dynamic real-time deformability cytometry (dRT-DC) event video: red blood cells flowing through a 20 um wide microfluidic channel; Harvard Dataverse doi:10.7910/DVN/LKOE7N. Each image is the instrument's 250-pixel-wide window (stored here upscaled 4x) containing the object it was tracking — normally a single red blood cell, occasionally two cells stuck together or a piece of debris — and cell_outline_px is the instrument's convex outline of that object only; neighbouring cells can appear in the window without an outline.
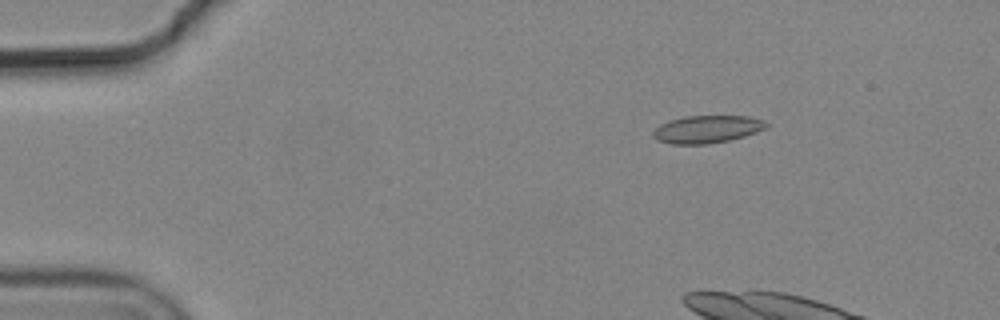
{"species": "common noctule bat (a hibernating species)", "species_latin": "Nyctalus noctula", "temperature_condition": "cold", "stored_images_in_passage": 6, "camera_frame_rate_fps": 3000, "um_per_image_px": 0.085, "animal": {"sex": "male", "body_mass_g": 19.2, "forearm_length_mm": 51.8}, "frame": {"image": 1, "passage_image": 3, "time_ms": 0.667, "image_size_px": [1000, 320], "cell_outline_px": [[768, 124], [764, 128], [756, 132], [744, 136], [728, 140], [708, 144], [672, 144], [656, 140], [652, 136], [652, 132], [660, 124], [668, 120], [684, 116], [748, 116], [764, 120]], "centroid_in_image_um": [60.05, 10.98], "position_along_channel_um": 25.0, "area_um2": 18.21}}